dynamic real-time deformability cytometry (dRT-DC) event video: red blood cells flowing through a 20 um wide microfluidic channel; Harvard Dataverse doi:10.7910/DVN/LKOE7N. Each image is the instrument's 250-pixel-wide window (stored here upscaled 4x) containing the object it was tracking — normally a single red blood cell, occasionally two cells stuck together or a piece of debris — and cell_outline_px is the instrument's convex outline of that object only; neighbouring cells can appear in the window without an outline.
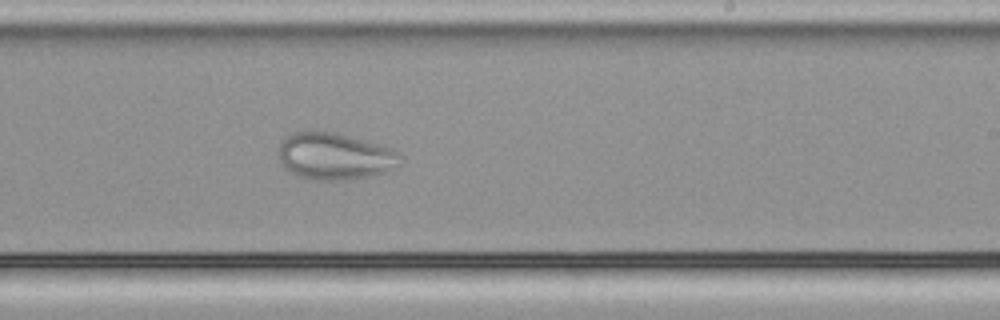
{"species": "common noctule bat (a hibernating species)", "species_latin": "Nyctalus noctula", "temperature_condition": "cold", "stored_images_in_passage": 40, "camera_frame_rate_fps": 3000, "um_per_image_px": 0.085, "animal": {"sex": "male", "body_mass_g": 21.5, "forearm_length_mm": 52.0}, "frame": {"image": 1, "passage_image": 19, "time_ms": 6.0, "image_size_px": [1000, 320], "cell_outline_px": [[400, 164], [380, 172], [368, 176], [336, 180], [320, 180], [300, 176], [288, 172], [284, 168], [280, 160], [280, 140], [284, 136], [292, 132], [308, 128], [332, 132], [348, 136], [392, 148], [400, 156]], "centroid_in_image_um": [28.35, 13.23], "position_along_channel_um": 260.7, "area_um2": 33.06}}
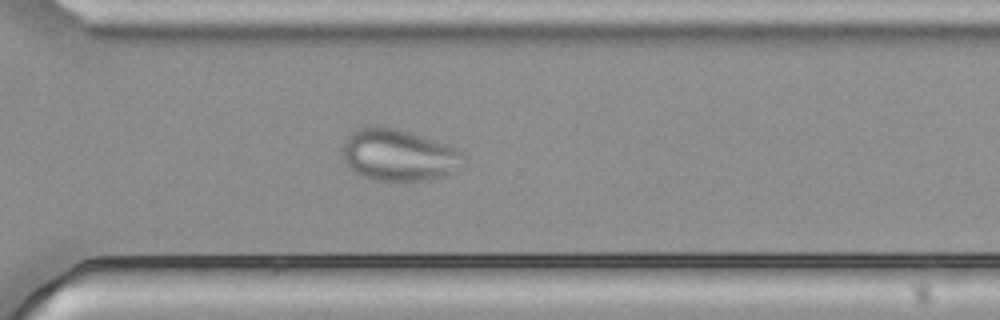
{"frame": {"image": 2, "passage_image": 25, "time_ms": 8.0, "image_size_px": [1000, 320], "cell_outline_px": [[468, 160], [452, 172], [444, 176], [424, 180], [372, 180], [352, 172], [344, 164], [340, 156], [344, 144], [348, 136], [352, 132], [368, 124], [392, 128], [408, 132], [456, 148]], "centroid_in_image_um": [33.81, 13.19], "position_along_channel_um": 336.8, "area_um2": 36.53}}
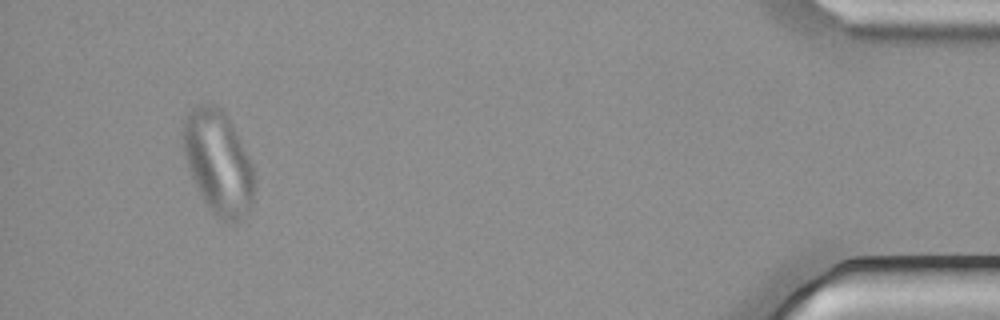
{"frame": {"image": 3, "passage_image": 37, "time_ms": 12.0, "image_size_px": [1000, 320], "cell_outline_px": [[256, 184], [252, 204], [248, 216], [228, 224], [216, 216], [212, 212], [196, 188], [188, 168], [184, 152], [180, 132], [184, 116], [192, 108], [200, 104], [216, 104], [224, 112], [240, 140], [252, 164], [256, 180]], "centroid_in_image_um": [18.54, 13.83], "position_along_channel_um": 416.7, "area_um2": 43.7}}